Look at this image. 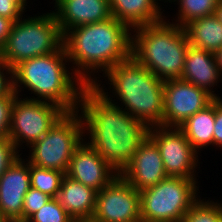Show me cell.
I'll use <instances>...</instances> for the list:
<instances>
[{"mask_svg": "<svg viewBox=\"0 0 222 222\" xmlns=\"http://www.w3.org/2000/svg\"><path fill=\"white\" fill-rule=\"evenodd\" d=\"M213 129V146L222 147V99L220 97L215 98V124Z\"/></svg>", "mask_w": 222, "mask_h": 222, "instance_id": "4dcf8cb0", "label": "cell"}, {"mask_svg": "<svg viewBox=\"0 0 222 222\" xmlns=\"http://www.w3.org/2000/svg\"><path fill=\"white\" fill-rule=\"evenodd\" d=\"M120 175L139 192L168 177L159 148L148 135Z\"/></svg>", "mask_w": 222, "mask_h": 222, "instance_id": "4fadbf2b", "label": "cell"}, {"mask_svg": "<svg viewBox=\"0 0 222 222\" xmlns=\"http://www.w3.org/2000/svg\"><path fill=\"white\" fill-rule=\"evenodd\" d=\"M26 222H75V220L55 198H51Z\"/></svg>", "mask_w": 222, "mask_h": 222, "instance_id": "d4e9b609", "label": "cell"}, {"mask_svg": "<svg viewBox=\"0 0 222 222\" xmlns=\"http://www.w3.org/2000/svg\"><path fill=\"white\" fill-rule=\"evenodd\" d=\"M14 23L13 20L0 16V50L6 44Z\"/></svg>", "mask_w": 222, "mask_h": 222, "instance_id": "1f68e13d", "label": "cell"}, {"mask_svg": "<svg viewBox=\"0 0 222 222\" xmlns=\"http://www.w3.org/2000/svg\"><path fill=\"white\" fill-rule=\"evenodd\" d=\"M62 45L63 35L53 12L23 20L21 17L0 50V59L13 69L24 60L51 54Z\"/></svg>", "mask_w": 222, "mask_h": 222, "instance_id": "8992f818", "label": "cell"}, {"mask_svg": "<svg viewBox=\"0 0 222 222\" xmlns=\"http://www.w3.org/2000/svg\"><path fill=\"white\" fill-rule=\"evenodd\" d=\"M65 113L64 109L51 102L27 98L22 100L17 96L12 106L8 137L17 149L24 141L31 146L44 136Z\"/></svg>", "mask_w": 222, "mask_h": 222, "instance_id": "9c48e42d", "label": "cell"}, {"mask_svg": "<svg viewBox=\"0 0 222 222\" xmlns=\"http://www.w3.org/2000/svg\"><path fill=\"white\" fill-rule=\"evenodd\" d=\"M13 141L8 138L0 139V176L9 168V166L20 157Z\"/></svg>", "mask_w": 222, "mask_h": 222, "instance_id": "4316f807", "label": "cell"}, {"mask_svg": "<svg viewBox=\"0 0 222 222\" xmlns=\"http://www.w3.org/2000/svg\"><path fill=\"white\" fill-rule=\"evenodd\" d=\"M130 31V27L113 16L69 29L63 35V46L69 62L78 66L74 74L86 85H93L97 79L90 73H96V69L106 73L114 65L129 59L132 47Z\"/></svg>", "mask_w": 222, "mask_h": 222, "instance_id": "7a4b0ae2", "label": "cell"}, {"mask_svg": "<svg viewBox=\"0 0 222 222\" xmlns=\"http://www.w3.org/2000/svg\"><path fill=\"white\" fill-rule=\"evenodd\" d=\"M96 197V190L65 174L55 199L75 222H90L96 208Z\"/></svg>", "mask_w": 222, "mask_h": 222, "instance_id": "e0dca14e", "label": "cell"}, {"mask_svg": "<svg viewBox=\"0 0 222 222\" xmlns=\"http://www.w3.org/2000/svg\"><path fill=\"white\" fill-rule=\"evenodd\" d=\"M105 75L115 91L113 94L125 106L124 111L148 128L162 126L164 81L132 56L114 65Z\"/></svg>", "mask_w": 222, "mask_h": 222, "instance_id": "5b68a950", "label": "cell"}, {"mask_svg": "<svg viewBox=\"0 0 222 222\" xmlns=\"http://www.w3.org/2000/svg\"><path fill=\"white\" fill-rule=\"evenodd\" d=\"M174 2L176 0H173ZM220 0H177L179 4L178 23L176 25L184 27L194 19L215 14L216 7Z\"/></svg>", "mask_w": 222, "mask_h": 222, "instance_id": "7402d4cb", "label": "cell"}, {"mask_svg": "<svg viewBox=\"0 0 222 222\" xmlns=\"http://www.w3.org/2000/svg\"><path fill=\"white\" fill-rule=\"evenodd\" d=\"M214 99L208 91L183 79L164 81L162 126L179 127Z\"/></svg>", "mask_w": 222, "mask_h": 222, "instance_id": "7c38bea8", "label": "cell"}, {"mask_svg": "<svg viewBox=\"0 0 222 222\" xmlns=\"http://www.w3.org/2000/svg\"><path fill=\"white\" fill-rule=\"evenodd\" d=\"M52 197L38 189L30 187L24 197L22 222H26L34 213L45 205Z\"/></svg>", "mask_w": 222, "mask_h": 222, "instance_id": "484cf974", "label": "cell"}, {"mask_svg": "<svg viewBox=\"0 0 222 222\" xmlns=\"http://www.w3.org/2000/svg\"><path fill=\"white\" fill-rule=\"evenodd\" d=\"M24 10L14 0H0V16L17 21Z\"/></svg>", "mask_w": 222, "mask_h": 222, "instance_id": "f546056e", "label": "cell"}, {"mask_svg": "<svg viewBox=\"0 0 222 222\" xmlns=\"http://www.w3.org/2000/svg\"><path fill=\"white\" fill-rule=\"evenodd\" d=\"M7 69V70H6ZM4 70L6 72H4ZM10 75L8 78L4 74ZM4 96H18L13 90V69L0 59V98Z\"/></svg>", "mask_w": 222, "mask_h": 222, "instance_id": "f1b7e54d", "label": "cell"}, {"mask_svg": "<svg viewBox=\"0 0 222 222\" xmlns=\"http://www.w3.org/2000/svg\"><path fill=\"white\" fill-rule=\"evenodd\" d=\"M17 96H4L0 98V139L8 138L11 125V111Z\"/></svg>", "mask_w": 222, "mask_h": 222, "instance_id": "83f0119b", "label": "cell"}, {"mask_svg": "<svg viewBox=\"0 0 222 222\" xmlns=\"http://www.w3.org/2000/svg\"><path fill=\"white\" fill-rule=\"evenodd\" d=\"M55 7L62 35L74 27L112 17L109 0H55Z\"/></svg>", "mask_w": 222, "mask_h": 222, "instance_id": "2e32d148", "label": "cell"}, {"mask_svg": "<svg viewBox=\"0 0 222 222\" xmlns=\"http://www.w3.org/2000/svg\"><path fill=\"white\" fill-rule=\"evenodd\" d=\"M97 82L82 90L80 108L83 129L90 144L119 174L130 163L139 144L147 137L148 127L111 102Z\"/></svg>", "mask_w": 222, "mask_h": 222, "instance_id": "6da1fadb", "label": "cell"}, {"mask_svg": "<svg viewBox=\"0 0 222 222\" xmlns=\"http://www.w3.org/2000/svg\"><path fill=\"white\" fill-rule=\"evenodd\" d=\"M215 61L222 74V47L214 53Z\"/></svg>", "mask_w": 222, "mask_h": 222, "instance_id": "d6a6232c", "label": "cell"}, {"mask_svg": "<svg viewBox=\"0 0 222 222\" xmlns=\"http://www.w3.org/2000/svg\"><path fill=\"white\" fill-rule=\"evenodd\" d=\"M64 173L57 170H50L36 167L30 164V184L34 189H38L55 198L60 190Z\"/></svg>", "mask_w": 222, "mask_h": 222, "instance_id": "603a6c76", "label": "cell"}, {"mask_svg": "<svg viewBox=\"0 0 222 222\" xmlns=\"http://www.w3.org/2000/svg\"><path fill=\"white\" fill-rule=\"evenodd\" d=\"M158 0H109L112 16L130 28L163 20Z\"/></svg>", "mask_w": 222, "mask_h": 222, "instance_id": "d6986e66", "label": "cell"}, {"mask_svg": "<svg viewBox=\"0 0 222 222\" xmlns=\"http://www.w3.org/2000/svg\"><path fill=\"white\" fill-rule=\"evenodd\" d=\"M66 175L98 192L119 173L90 144L82 142L70 159Z\"/></svg>", "mask_w": 222, "mask_h": 222, "instance_id": "5bb4252c", "label": "cell"}, {"mask_svg": "<svg viewBox=\"0 0 222 222\" xmlns=\"http://www.w3.org/2000/svg\"><path fill=\"white\" fill-rule=\"evenodd\" d=\"M196 180L168 176L140 191L141 221L181 222L198 200Z\"/></svg>", "mask_w": 222, "mask_h": 222, "instance_id": "52a82bcc", "label": "cell"}, {"mask_svg": "<svg viewBox=\"0 0 222 222\" xmlns=\"http://www.w3.org/2000/svg\"><path fill=\"white\" fill-rule=\"evenodd\" d=\"M140 192L120 174L97 192L90 222H140Z\"/></svg>", "mask_w": 222, "mask_h": 222, "instance_id": "30bf717a", "label": "cell"}, {"mask_svg": "<svg viewBox=\"0 0 222 222\" xmlns=\"http://www.w3.org/2000/svg\"><path fill=\"white\" fill-rule=\"evenodd\" d=\"M184 29L191 46L212 53L222 47V23L215 14L194 19Z\"/></svg>", "mask_w": 222, "mask_h": 222, "instance_id": "ffe728a7", "label": "cell"}, {"mask_svg": "<svg viewBox=\"0 0 222 222\" xmlns=\"http://www.w3.org/2000/svg\"><path fill=\"white\" fill-rule=\"evenodd\" d=\"M181 222H222V204L198 199Z\"/></svg>", "mask_w": 222, "mask_h": 222, "instance_id": "cb8c5ba5", "label": "cell"}, {"mask_svg": "<svg viewBox=\"0 0 222 222\" xmlns=\"http://www.w3.org/2000/svg\"><path fill=\"white\" fill-rule=\"evenodd\" d=\"M214 53L205 51L189 45L184 62V69L181 79L194 84L218 98L211 90V87L217 85L221 76Z\"/></svg>", "mask_w": 222, "mask_h": 222, "instance_id": "ac0fdd59", "label": "cell"}, {"mask_svg": "<svg viewBox=\"0 0 222 222\" xmlns=\"http://www.w3.org/2000/svg\"><path fill=\"white\" fill-rule=\"evenodd\" d=\"M215 124V99L206 108L196 112L183 122L178 128L187 137L193 148L201 150L202 147L213 145V132Z\"/></svg>", "mask_w": 222, "mask_h": 222, "instance_id": "44dd1931", "label": "cell"}, {"mask_svg": "<svg viewBox=\"0 0 222 222\" xmlns=\"http://www.w3.org/2000/svg\"><path fill=\"white\" fill-rule=\"evenodd\" d=\"M0 222H8L3 216H0Z\"/></svg>", "mask_w": 222, "mask_h": 222, "instance_id": "d590c367", "label": "cell"}, {"mask_svg": "<svg viewBox=\"0 0 222 222\" xmlns=\"http://www.w3.org/2000/svg\"><path fill=\"white\" fill-rule=\"evenodd\" d=\"M63 61L69 62V59L62 45L51 54L20 62L13 68L14 92L18 95L20 85H24L38 96L31 100L51 102L66 112L77 111L86 84L74 72L69 73Z\"/></svg>", "mask_w": 222, "mask_h": 222, "instance_id": "3957f363", "label": "cell"}, {"mask_svg": "<svg viewBox=\"0 0 222 222\" xmlns=\"http://www.w3.org/2000/svg\"><path fill=\"white\" fill-rule=\"evenodd\" d=\"M17 158L0 176V214L8 222H22L24 197L31 187L30 163Z\"/></svg>", "mask_w": 222, "mask_h": 222, "instance_id": "9a60e30c", "label": "cell"}, {"mask_svg": "<svg viewBox=\"0 0 222 222\" xmlns=\"http://www.w3.org/2000/svg\"><path fill=\"white\" fill-rule=\"evenodd\" d=\"M148 136L159 148L167 176L196 179L198 151L178 127H149Z\"/></svg>", "mask_w": 222, "mask_h": 222, "instance_id": "8fae6325", "label": "cell"}, {"mask_svg": "<svg viewBox=\"0 0 222 222\" xmlns=\"http://www.w3.org/2000/svg\"><path fill=\"white\" fill-rule=\"evenodd\" d=\"M23 10H25L26 9V7L25 6H27L26 5V3H27V1L26 0H14Z\"/></svg>", "mask_w": 222, "mask_h": 222, "instance_id": "e575fe53", "label": "cell"}, {"mask_svg": "<svg viewBox=\"0 0 222 222\" xmlns=\"http://www.w3.org/2000/svg\"><path fill=\"white\" fill-rule=\"evenodd\" d=\"M133 30L131 56L162 81L181 79L190 45L184 27L163 19Z\"/></svg>", "mask_w": 222, "mask_h": 222, "instance_id": "277c9868", "label": "cell"}, {"mask_svg": "<svg viewBox=\"0 0 222 222\" xmlns=\"http://www.w3.org/2000/svg\"><path fill=\"white\" fill-rule=\"evenodd\" d=\"M79 111L66 112L44 136L30 146L32 150L27 159L30 164L66 174L74 151L84 142L82 137L85 130Z\"/></svg>", "mask_w": 222, "mask_h": 222, "instance_id": "ba28073f", "label": "cell"}, {"mask_svg": "<svg viewBox=\"0 0 222 222\" xmlns=\"http://www.w3.org/2000/svg\"><path fill=\"white\" fill-rule=\"evenodd\" d=\"M215 15L217 16L218 20L222 23V0L219 1L216 7Z\"/></svg>", "mask_w": 222, "mask_h": 222, "instance_id": "836d02e7", "label": "cell"}]
</instances>
